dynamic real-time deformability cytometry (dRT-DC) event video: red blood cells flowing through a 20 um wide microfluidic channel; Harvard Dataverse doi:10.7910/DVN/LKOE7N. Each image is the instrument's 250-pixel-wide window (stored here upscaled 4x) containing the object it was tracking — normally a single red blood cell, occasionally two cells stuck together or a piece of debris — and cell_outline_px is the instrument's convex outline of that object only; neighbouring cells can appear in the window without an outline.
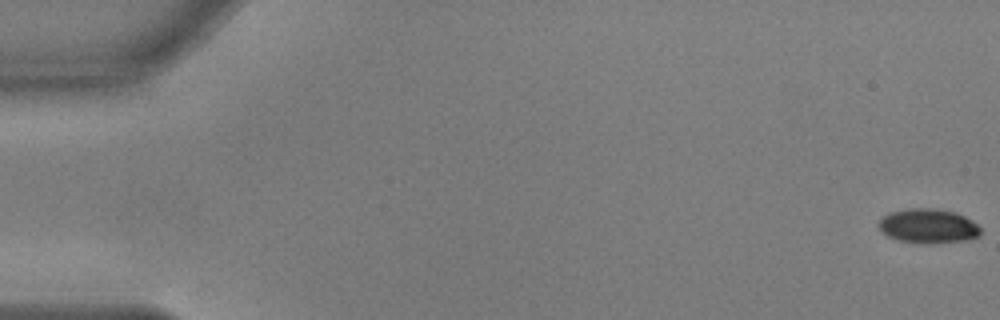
{"species": "common noctule bat (a hibernating species)", "species_latin": "Nyctalus noctula", "temperature_condition": "warm", "stored_images_in_passage": 56, "camera_frame_rate_fps": 3000, "um_per_image_px": 0.085, "animal": {"sex": "male", "body_mass_g": 17.9, "forearm_length_mm": 54.2}, "frame": {"image": 1, "passage_image": 1, "time_ms": 0.0, "image_size_px": [1000, 320], "cell_outline_px": [[980, 236], [964, 240], [928, 244], [920, 244], [900, 240], [888, 236], [876, 224], [884, 216], [892, 212], [912, 208], [932, 208], [956, 212], [972, 220], [980, 228]], "centroid_in_image_um": [78.91, 19.22], "position_along_channel_um": 6.1, "area_um2": 20.29}}
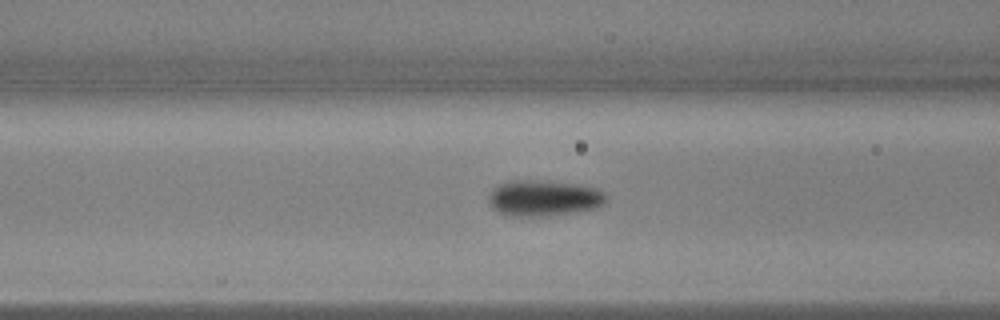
{"frame": {"image": 2, "passage_image": 23, "time_ms": 7.333, "image_size_px": [1000, 320], "cell_outline_px": [[604, 200], [596, 208], [548, 216], [504, 216], [492, 208], [488, 204], [488, 196], [500, 184], [512, 180], [528, 180], [568, 184], [596, 188], [604, 196]], "centroid_in_image_um": [46.1, 16.87], "position_along_channel_um": 120.5, "area_um2": 23.93}}
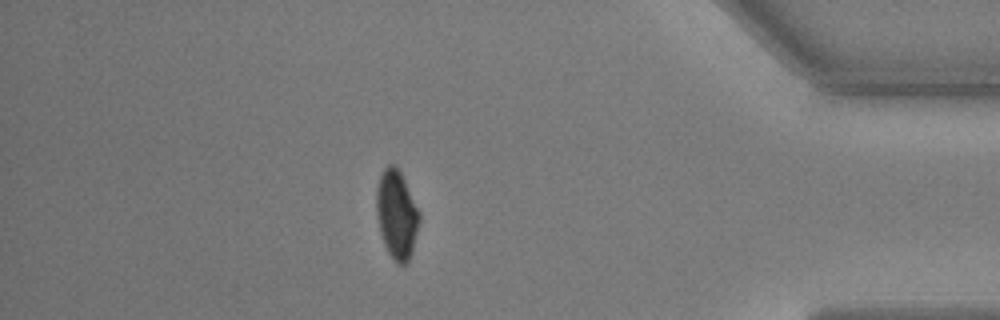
{"frame": {"image": 3, "passage_image": 49, "time_ms": 16.0, "image_size_px": [1000, 320], "cell_outline_px": [[420, 220], [412, 252], [404, 268], [396, 264], [388, 252], [384, 244], [380, 232], [376, 212], [376, 188], [380, 176], [384, 168], [388, 164], [396, 164], [420, 212]], "centroid_in_image_um": [33.71, 18.26], "position_along_channel_um": 401.5, "area_um2": 22.31}, "authors_computed_cell_mechanics": {"area_um2": 22.1663, "velocity_mm_per_s": 3.6707, "shape_relaxation_time_tau1_ms": 2.4212, "shape_relaxation_time_tau2_ms": 0.7477, "deformation_change_tau1": 0.1361, "deformation_change_tau2": 0.0409}}